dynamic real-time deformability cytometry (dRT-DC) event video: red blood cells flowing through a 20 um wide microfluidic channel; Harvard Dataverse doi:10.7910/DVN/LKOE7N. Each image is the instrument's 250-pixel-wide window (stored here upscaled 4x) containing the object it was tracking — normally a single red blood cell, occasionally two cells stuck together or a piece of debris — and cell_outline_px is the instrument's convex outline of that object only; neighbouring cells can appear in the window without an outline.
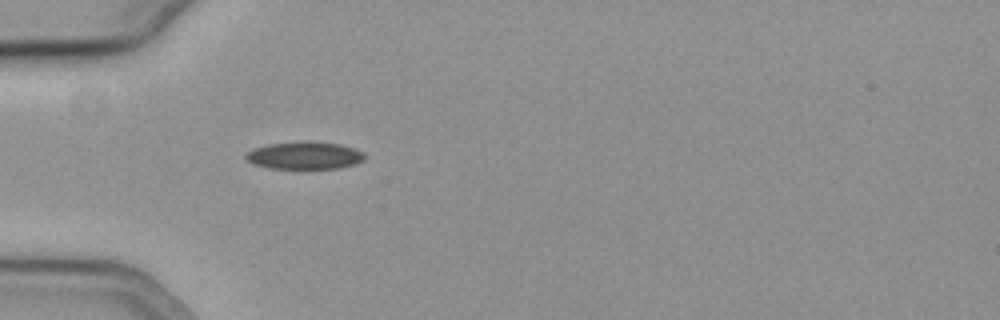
{"species": "common noctule bat (a hibernating species)", "species_latin": "Nyctalus noctula", "temperature_condition": "cold", "stored_images_in_passage": 39, "camera_frame_rate_fps": 3000, "um_per_image_px": 0.085, "animal": {"sex": "female", "body_mass_g": 19.3, "forearm_length_mm": 54.1}, "frame": {"image": 1, "passage_image": 1, "time_ms": 0.0, "image_size_px": [1000, 320], "cell_outline_px": [[364, 160], [356, 164], [340, 168], [268, 168], [252, 164], [244, 156], [252, 148], [268, 144], [340, 144], [364, 152]], "centroid_in_image_um": [25.88, 13.26], "position_along_channel_um": 59.1, "area_um2": 18.15}}
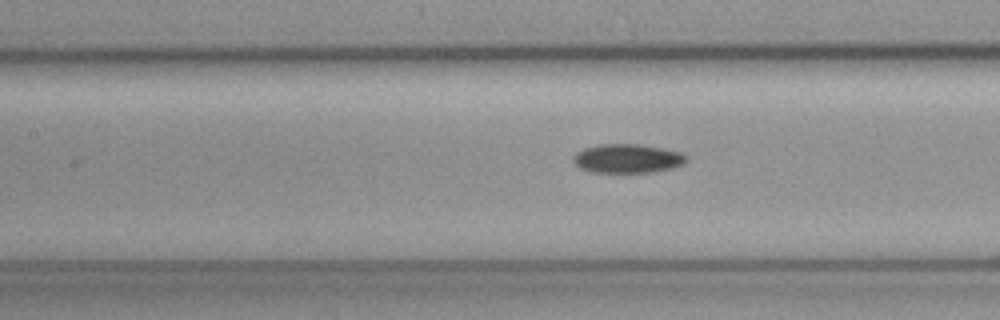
{"frame": {"image": 2, "passage_image": 9, "time_ms": 2.667, "image_size_px": [1000, 320], "cell_outline_px": [[688, 160], [684, 164], [672, 168], [652, 172], [592, 172], [580, 168], [572, 160], [572, 156], [576, 152], [584, 148], [600, 144], [636, 144], [660, 148], [680, 152], [688, 156]], "centroid_in_image_um": [53.33, 13.47], "position_along_channel_um": 154.1, "area_um2": 19.07}}
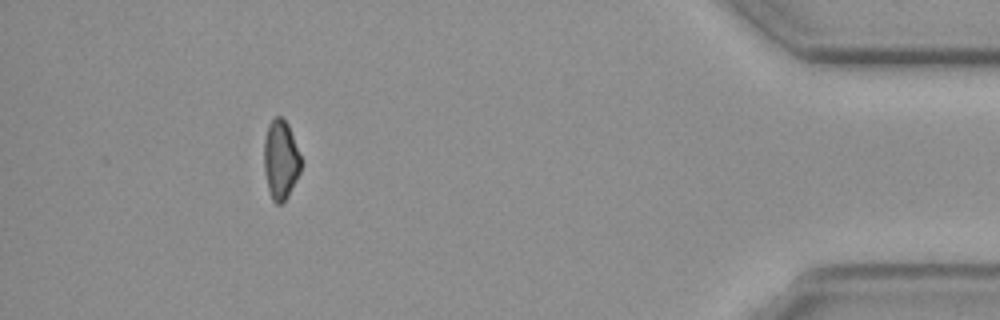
{"frame": {"image": 3, "passage_image": 34, "time_ms": 11.0, "image_size_px": [1000, 320], "cell_outline_px": [[300, 172], [288, 196], [280, 204], [276, 204], [272, 200], [268, 188], [264, 172], [264, 140], [268, 124], [276, 116], [280, 116], [288, 124], [300, 156]], "centroid_in_image_um": [23.84, 13.58], "position_along_channel_um": 411.4, "area_um2": 16.88}, "authors_computed_cell_mechanics": {"area_um2": 18.1492, "velocity_mm_per_s": 3.7779, "shape_relaxation_time_tau1_ms": 3.2997, "shape_relaxation_time_tau2_ms": null, "deformation_change_tau1": 0.0564, "deformation_change_tau2": null}}